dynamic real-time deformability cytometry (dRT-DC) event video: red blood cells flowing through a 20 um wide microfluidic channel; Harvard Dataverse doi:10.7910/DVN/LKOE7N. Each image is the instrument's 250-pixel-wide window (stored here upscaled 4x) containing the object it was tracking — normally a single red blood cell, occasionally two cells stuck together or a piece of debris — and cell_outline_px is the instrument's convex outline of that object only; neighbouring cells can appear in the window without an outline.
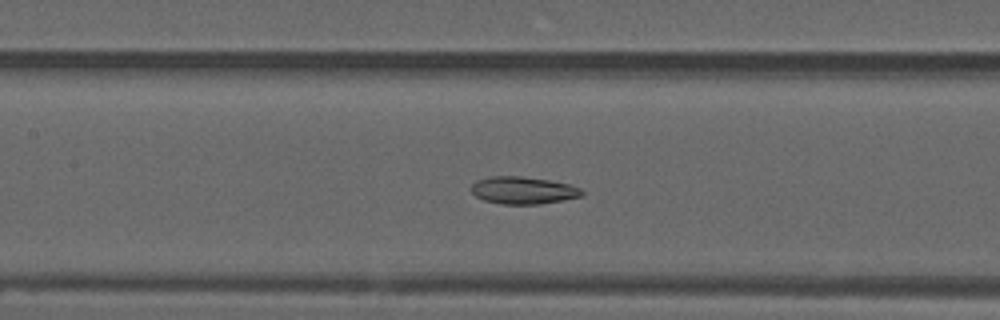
{"species": "common noctule bat (a hibernating species)", "species_latin": "Nyctalus noctula", "temperature_condition": "warm", "stored_images_in_passage": 54, "camera_frame_rate_fps": 3000, "um_per_image_px": 0.085, "animal": {"sex": "male", "forearm_length_mm": 52.5}, "frame": {"image": 1, "passage_image": 24, "time_ms": 7.667, "image_size_px": [1000, 320], "cell_outline_px": [[584, 196], [564, 200], [540, 204], [500, 204], [484, 200], [476, 196], [472, 192], [472, 184], [476, 180], [492, 176], [520, 176], [548, 180], [568, 184], [580, 188], [584, 192]], "centroid_in_image_um": [44.48, 16.18], "position_along_channel_um": 162.9, "area_um2": 17.63}}
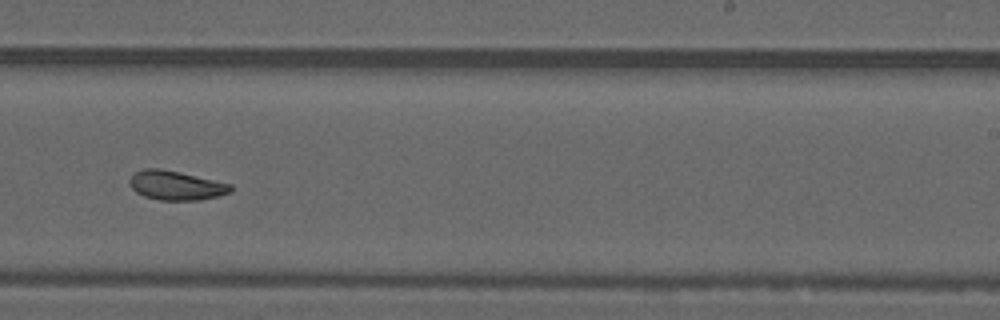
{"frame": {"image": 2, "passage_image": 33, "time_ms": 10.667, "image_size_px": [1000, 320], "cell_outline_px": [[232, 192], [200, 200], [160, 200], [144, 196], [136, 192], [132, 188], [128, 180], [136, 172], [144, 168], [160, 168], [180, 172], [232, 184]], "centroid_in_image_um": [14.96, 15.76], "position_along_channel_um": 274.0, "area_um2": 17.17}}
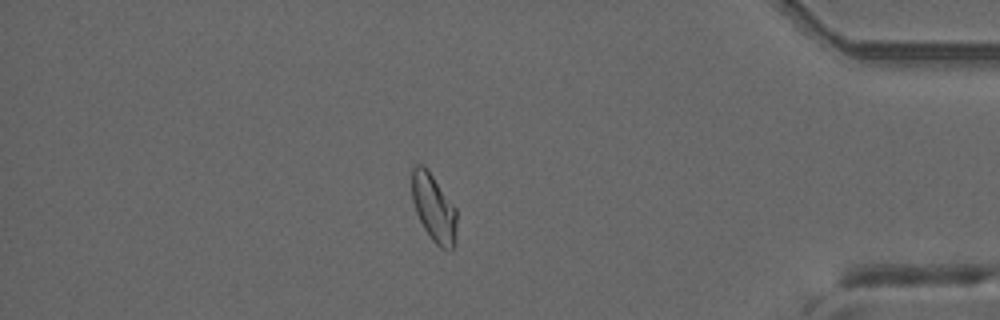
{"frame": {"image": 3, "passage_image": 46, "time_ms": 15.0, "image_size_px": [1000, 320], "cell_outline_px": [[456, 240], [452, 248], [440, 248], [432, 240], [424, 228], [416, 212], [412, 200], [412, 168], [416, 164], [424, 164], [456, 208]], "centroid_in_image_um": [36.86, 17.65], "position_along_channel_um": 398.3, "area_um2": 17.57}, "authors_computed_cell_mechanics": {"area_um2": 18.0914, "velocity_mm_per_s": 3.7208, "shape_relaxation_time_tau1_ms": null, "shape_relaxation_time_tau2_ms": 2.9715, "deformation_change_tau1": null, "deformation_change_tau2": 0.0913}}